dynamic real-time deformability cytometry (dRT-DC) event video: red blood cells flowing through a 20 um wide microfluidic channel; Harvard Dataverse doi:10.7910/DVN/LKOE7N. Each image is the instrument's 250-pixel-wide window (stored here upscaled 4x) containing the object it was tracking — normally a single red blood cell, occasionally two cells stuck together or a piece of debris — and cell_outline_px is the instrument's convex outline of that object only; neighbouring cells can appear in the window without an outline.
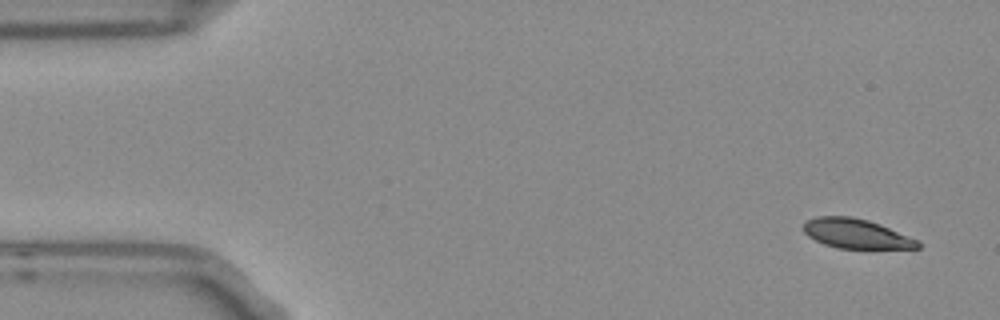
{"species": "Egyptian fruit bat (a non-hibernating species)", "species_latin": "Rousettus aegyptiacus", "temperature_condition": "room temperature", "stored_images_in_passage": 12, "camera_frame_rate_fps": 3000, "um_per_image_px": 0.085, "frame": {"image": 1, "passage_image": 1, "time_ms": 0.0, "image_size_px": [1000, 320], "cell_outline_px": [[920, 248], [840, 248], [824, 244], [808, 236], [800, 228], [808, 220], [816, 216], [852, 216], [868, 220], [880, 224], [920, 240]], "centroid_in_image_um": [72.77, 19.85], "position_along_channel_um": 12.2, "area_um2": 19.71}}
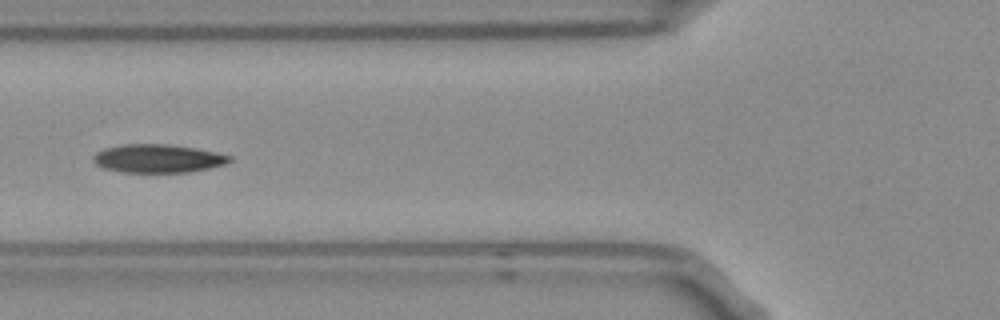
{"frame": {"image": 2, "passage_image": 5, "time_ms": 1.333, "image_size_px": [1000, 320], "cell_outline_px": [[232, 160], [224, 164], [208, 168], [188, 172], [120, 172], [104, 168], [96, 164], [92, 160], [92, 156], [96, 152], [104, 148], [124, 144], [164, 144], [196, 148], [216, 152], [232, 156]], "centroid_in_image_um": [13.39, 13.47], "position_along_channel_um": 112.4, "area_um2": 22.48}}
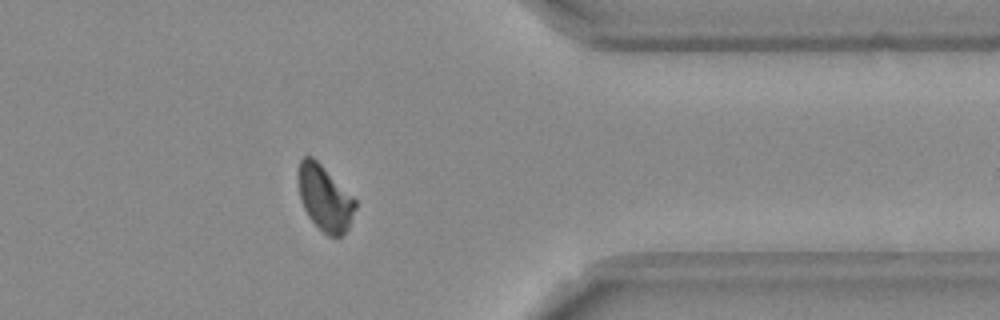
{"frame": {"image": 3, "passage_image": 12, "time_ms": 3.667, "image_size_px": [1000, 320], "cell_outline_px": [[356, 208], [348, 228], [340, 236], [328, 236], [308, 216], [300, 200], [300, 160], [304, 156], [312, 156], [356, 200]], "centroid_in_image_um": [27.63, 16.86], "position_along_channel_um": 383.8, "area_um2": 20.98}}